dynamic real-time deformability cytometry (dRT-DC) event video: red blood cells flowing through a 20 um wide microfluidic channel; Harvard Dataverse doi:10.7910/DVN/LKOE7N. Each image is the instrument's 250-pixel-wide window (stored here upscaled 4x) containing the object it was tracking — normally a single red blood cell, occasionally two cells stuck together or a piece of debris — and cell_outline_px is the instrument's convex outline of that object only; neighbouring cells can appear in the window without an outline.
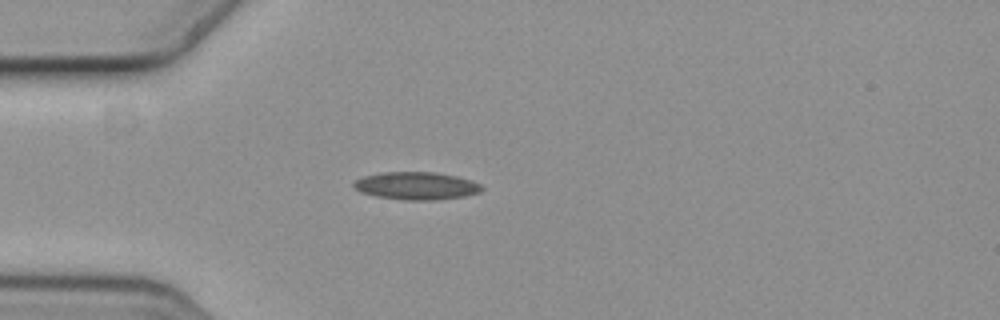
{"species": "common noctule bat (a hibernating species)", "species_latin": "Nyctalus noctula", "temperature_condition": "cold", "stored_images_in_passage": 2, "camera_frame_rate_fps": 3000, "um_per_image_px": 0.085, "animal": {"sex": "female", "body_mass_g": 19.3, "forearm_length_mm": 54.1}, "frame": {"image": 1, "passage_image": 2, "time_ms": 0.333, "image_size_px": [1000, 320], "cell_outline_px": [[484, 188], [480, 192], [464, 196], [436, 200], [404, 200], [376, 196], [360, 192], [352, 184], [356, 180], [364, 176], [380, 172], [432, 172], [456, 176], [472, 180], [480, 184]], "centroid_in_image_um": [35.4, 15.79], "position_along_channel_um": 49.6, "area_um2": 20.63}}